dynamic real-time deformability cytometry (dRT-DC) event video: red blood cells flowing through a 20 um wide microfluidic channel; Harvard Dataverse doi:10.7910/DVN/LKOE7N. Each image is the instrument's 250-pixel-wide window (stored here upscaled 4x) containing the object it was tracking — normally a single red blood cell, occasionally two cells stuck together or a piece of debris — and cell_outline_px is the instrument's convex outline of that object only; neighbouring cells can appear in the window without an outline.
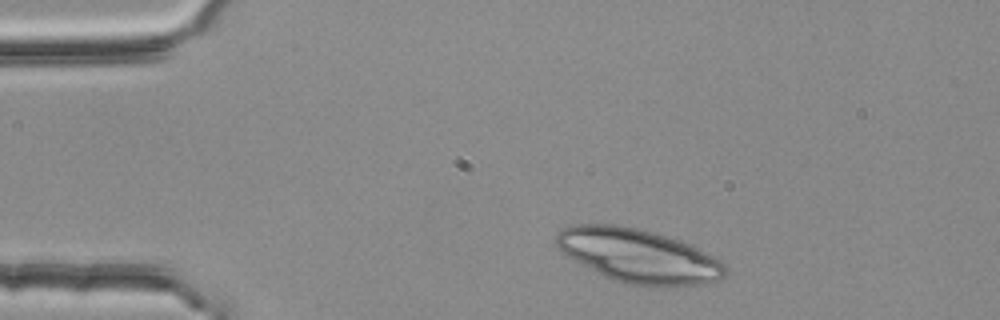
{"species": "common noctule bat (a hibernating species)", "species_latin": "Nyctalus noctula", "temperature_condition": "room temperature", "stored_images_in_passage": 3, "camera_frame_rate_fps": 3000, "um_per_image_px": 0.085, "animal": {"sex": "female", "body_mass_g": 25.1}, "frame": {"image": 1, "passage_image": 3, "time_ms": 0.667, "image_size_px": [1000, 320], "cell_outline_px": [[728, 272], [724, 276], [708, 284], [664, 288], [624, 284], [612, 280], [604, 276], [568, 256], [556, 244], [556, 236], [564, 228], [576, 224], [616, 224], [640, 228], [680, 240], [692, 244], [720, 260], [728, 268]], "centroid_in_image_um": [54.35, 21.77], "position_along_channel_um": 30.6, "area_um2": 53.47}}